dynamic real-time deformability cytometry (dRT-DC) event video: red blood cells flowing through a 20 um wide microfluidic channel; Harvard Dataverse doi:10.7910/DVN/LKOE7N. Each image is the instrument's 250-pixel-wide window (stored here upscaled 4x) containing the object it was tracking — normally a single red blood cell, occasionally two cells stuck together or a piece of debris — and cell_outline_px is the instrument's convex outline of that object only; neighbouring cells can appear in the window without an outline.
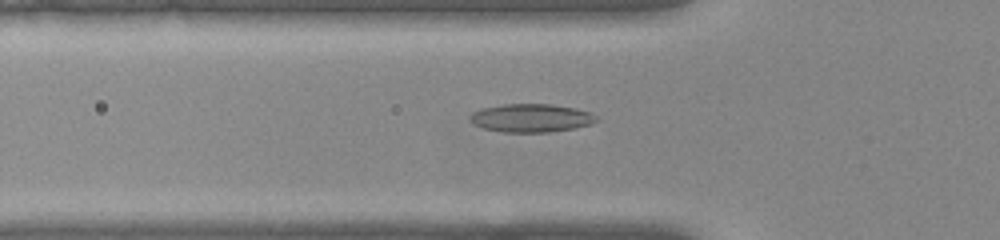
{"species": "common noctule bat (a hibernating species)", "species_latin": "Nyctalus noctula", "temperature_condition": "warm", "stored_images_in_passage": 52, "camera_frame_rate_fps": 3000, "um_per_image_px": 0.085, "animal": {"sex": "female", "body_mass_g": 22.0, "forearm_length_mm": 56.7}, "frame": {"image": 1, "passage_image": 17, "time_ms": 5.333, "image_size_px": [1000, 240], "cell_outline_px": [[600, 120], [592, 124], [576, 128], [548, 132], [504, 132], [484, 128], [468, 120], [472, 112], [480, 108], [500, 104], [552, 104], [576, 108], [592, 112]], "centroid_in_image_um": [45.18, 10.02], "position_along_channel_um": 80.6, "area_um2": 21.1}}
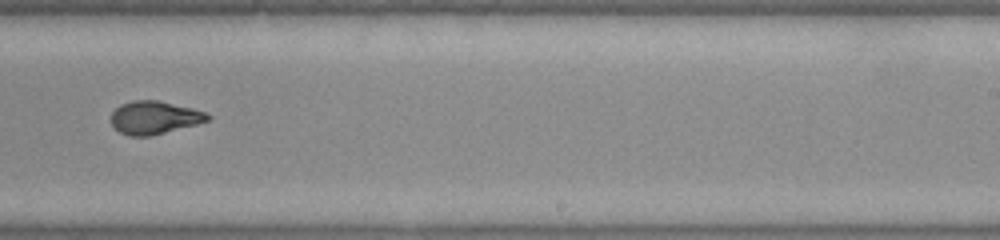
{"frame": {"image": 2, "passage_image": 32, "time_ms": 10.333, "image_size_px": [1000, 240], "cell_outline_px": [[212, 120], [148, 136], [128, 136], [120, 132], [112, 124], [112, 112], [120, 104], [132, 100], [156, 100], [192, 108], [204, 112], [212, 116]], "centroid_in_image_um": [13.13, 9.98], "position_along_channel_um": 275.9, "area_um2": 18.38}}
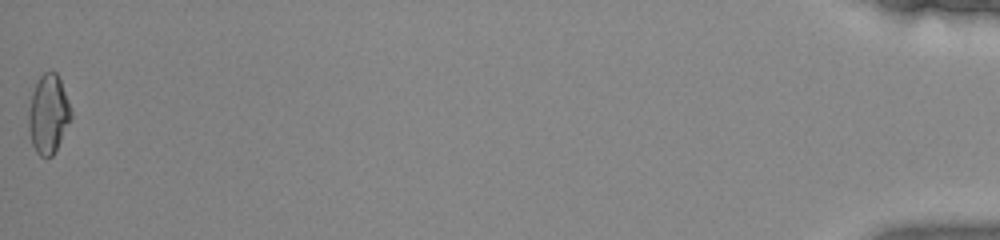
{"frame": {"image": 3, "passage_image": 52, "time_ms": 17.0, "image_size_px": [1000, 240], "cell_outline_px": [[72, 120], [52, 156], [40, 156], [36, 152], [32, 144], [28, 128], [28, 108], [32, 92], [40, 76], [44, 72], [56, 72], [60, 80], [68, 100], [72, 112]], "centroid_in_image_um": [4.11, 9.71], "position_along_channel_um": 431.1, "area_um2": 19.54}, "authors_computed_cell_mechanics": {"area_um2": 19.1896, "velocity_mm_per_s": 3.9036, "shape_relaxation_time_tau1_ms": null, "shape_relaxation_time_tau2_ms": 1.0524, "deformation_change_tau1": null, "deformation_change_tau2": 0.0654}}